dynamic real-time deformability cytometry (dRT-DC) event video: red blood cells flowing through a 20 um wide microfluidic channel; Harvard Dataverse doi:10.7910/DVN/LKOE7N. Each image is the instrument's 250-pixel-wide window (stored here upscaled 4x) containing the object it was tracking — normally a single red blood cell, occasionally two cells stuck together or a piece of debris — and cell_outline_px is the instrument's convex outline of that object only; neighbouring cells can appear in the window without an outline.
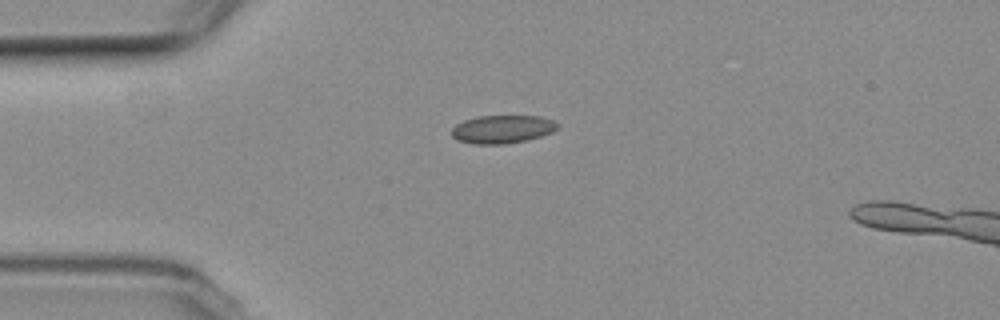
{"species": "common noctule bat (a hibernating species)", "species_latin": "Nyctalus noctula", "temperature_condition": "room temperature", "stored_images_in_passage": 2, "camera_frame_rate_fps": 3000, "um_per_image_px": 0.085, "animal": {"sex": "female", "body_mass_g": 19.3, "forearm_length_mm": 54.1}, "frame": {"image": 1, "passage_image": 1, "time_ms": 0.0, "image_size_px": [1000, 320], "cell_outline_px": [[560, 124], [552, 132], [528, 140], [504, 144], [472, 144], [456, 140], [452, 136], [452, 128], [456, 124], [464, 120], [476, 116], [540, 116], [552, 120]], "centroid_in_image_um": [42.67, 10.98], "position_along_channel_um": 42.3, "area_um2": 17.46}}